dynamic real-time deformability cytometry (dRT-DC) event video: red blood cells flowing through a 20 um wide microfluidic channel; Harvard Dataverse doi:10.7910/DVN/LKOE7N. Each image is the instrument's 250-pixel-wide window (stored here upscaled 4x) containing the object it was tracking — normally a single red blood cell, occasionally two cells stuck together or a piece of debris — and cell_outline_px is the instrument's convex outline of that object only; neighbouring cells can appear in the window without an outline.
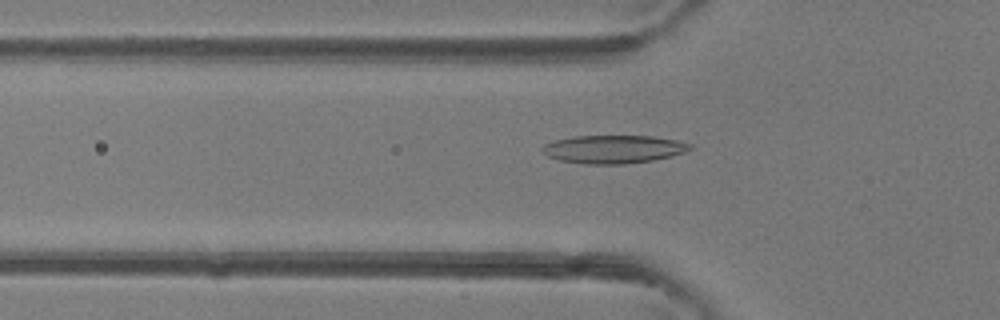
{"species": "common noctule bat (a hibernating species)", "species_latin": "Nyctalus noctula", "temperature_condition": "room temperature", "stored_images_in_passage": 47, "camera_frame_rate_fps": 3000, "um_per_image_px": 0.085, "animal": {"sex": "female"}, "frame": {"image": 1, "passage_image": 16, "time_ms": 5.0, "image_size_px": [1000, 320], "cell_outline_px": [[692, 148], [684, 152], [672, 156], [652, 160], [624, 164], [584, 164], [560, 160], [548, 156], [540, 148], [544, 144], [556, 140], [572, 136], [652, 136], [676, 140], [692, 144]], "centroid_in_image_um": [52.14, 12.68], "position_along_channel_um": 73.7, "area_um2": 24.16}}
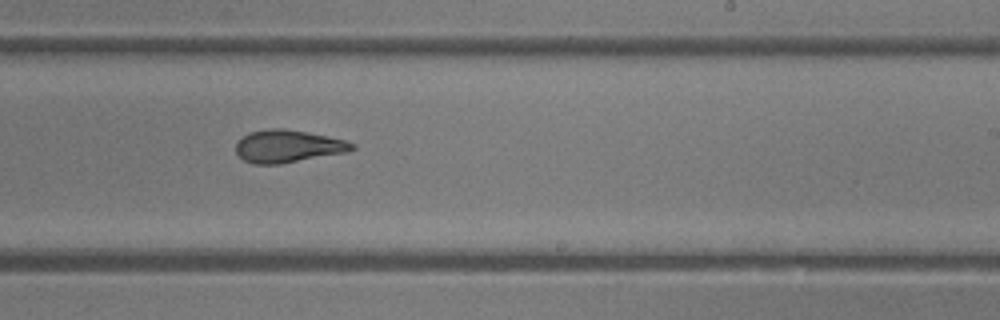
{"frame": {"image": 2, "passage_image": 29, "time_ms": 9.333, "image_size_px": [1000, 320], "cell_outline_px": [[356, 148], [344, 152], [280, 164], [252, 164], [244, 160], [236, 152], [236, 144], [248, 132], [268, 128], [284, 128], [308, 132], [344, 140], [356, 144]], "centroid_in_image_um": [24.44, 12.42], "position_along_channel_um": 264.6, "area_um2": 21.85}}
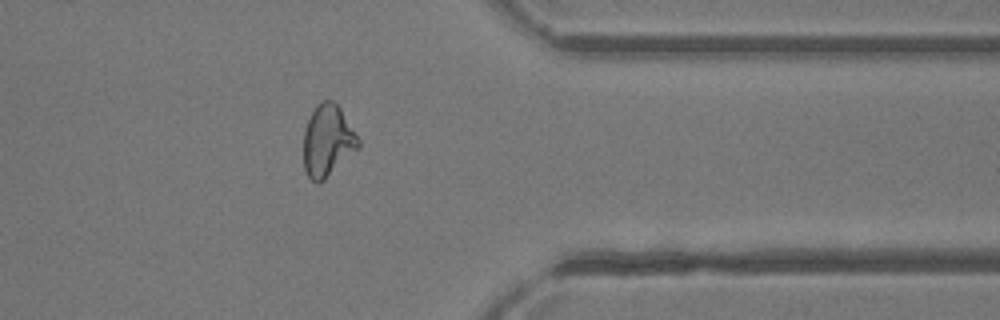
{"frame": {"image": 3, "passage_image": 38, "time_ms": 12.333, "image_size_px": [1000, 320], "cell_outline_px": [[360, 148], [320, 184], [316, 184], [308, 176], [304, 168], [304, 132], [308, 120], [316, 104], [320, 100], [332, 100], [340, 108], [360, 140]], "centroid_in_image_um": [27.86, 11.99], "position_along_channel_um": 383.5, "area_um2": 23.0}, "authors_computed_cell_mechanics": {"area_um2": 23.2356, "velocity_mm_per_s": 4.3859, "shape_relaxation_time_tau1_ms": 7.3518, "shape_relaxation_time_tau2_ms": 1.5272, "deformation_change_tau1": 0.2277, "deformation_change_tau2": 0.0799}}